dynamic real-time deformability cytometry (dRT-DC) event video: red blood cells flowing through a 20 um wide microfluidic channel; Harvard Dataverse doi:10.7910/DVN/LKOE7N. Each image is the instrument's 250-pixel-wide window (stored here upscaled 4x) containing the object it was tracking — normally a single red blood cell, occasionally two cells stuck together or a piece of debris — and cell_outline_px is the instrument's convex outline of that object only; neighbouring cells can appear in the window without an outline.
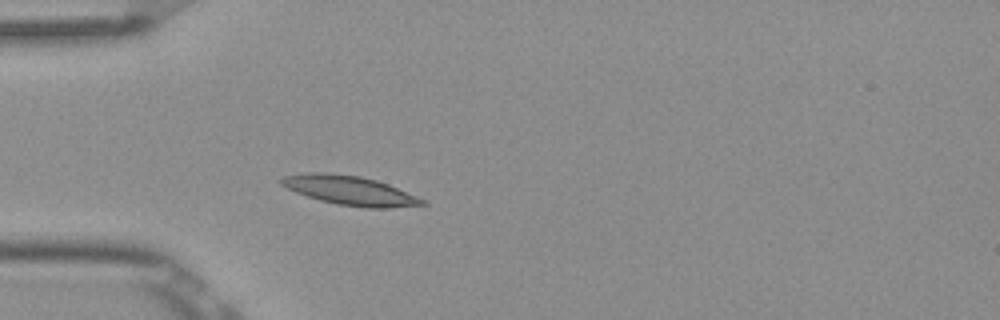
{"species": "Egyptian fruit bat (a non-hibernating species)", "species_latin": "Rousettus aegyptiacus", "temperature_condition": "room temperature", "stored_images_in_passage": 4, "camera_frame_rate_fps": 3000, "um_per_image_px": 0.085, "frame": {"image": 1, "passage_image": 4, "time_ms": 1.0, "image_size_px": [1000, 320], "cell_outline_px": [[428, 204], [388, 208], [364, 208], [336, 204], [320, 200], [296, 192], [280, 184], [280, 180], [284, 176], [308, 172], [324, 172], [360, 176], [376, 180], [388, 184], [416, 196], [424, 200]], "centroid_in_image_um": [29.73, 16.19], "position_along_channel_um": 55.3, "area_um2": 23.81}}